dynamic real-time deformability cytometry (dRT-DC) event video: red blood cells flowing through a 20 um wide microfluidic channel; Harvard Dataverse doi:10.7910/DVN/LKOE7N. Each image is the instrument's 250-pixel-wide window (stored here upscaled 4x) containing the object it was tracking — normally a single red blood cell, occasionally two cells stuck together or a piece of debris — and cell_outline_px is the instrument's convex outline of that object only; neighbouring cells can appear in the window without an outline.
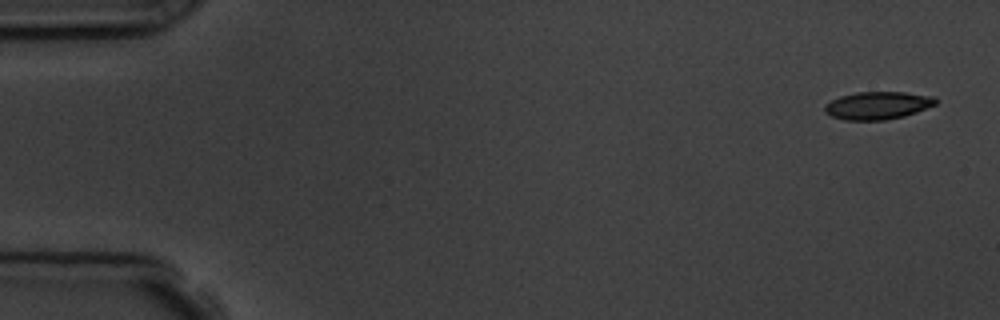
{"species": "common noctule bat (a hibernating species)", "species_latin": "Nyctalus noctula", "temperature_condition": "room temperature", "stored_images_in_passage": 5, "camera_frame_rate_fps": 3000, "um_per_image_px": 0.085, "animal": {"sex": "male", "body_mass_g": 19.5, "forearm_length_mm": 54.6}, "frame": {"image": 1, "passage_image": 1, "time_ms": 0.0, "image_size_px": [1000, 320], "cell_outline_px": [[936, 104], [916, 112], [904, 116], [884, 120], [844, 120], [832, 116], [824, 112], [824, 104], [840, 96], [856, 92], [904, 92], [936, 96]], "centroid_in_image_um": [74.59, 8.96], "position_along_channel_um": 10.4, "area_um2": 17.98}}
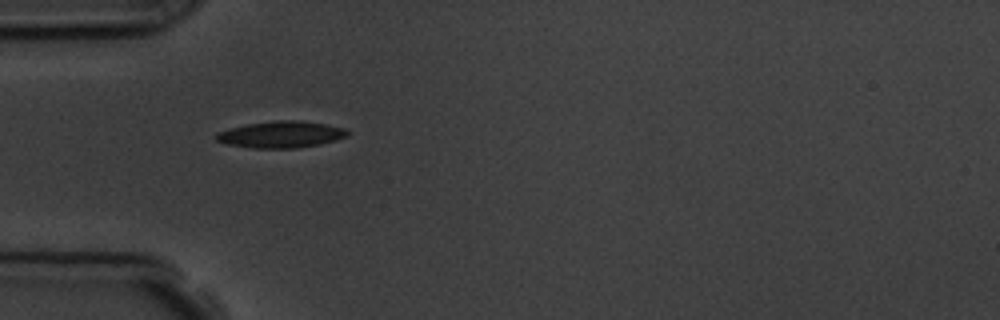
{"frame": {"image": 2, "passage_image": 5, "time_ms": 4.667, "image_size_px": [1000, 320], "cell_outline_px": [[348, 136], [336, 140], [320, 144], [296, 148], [252, 148], [228, 144], [216, 140], [216, 132], [228, 128], [248, 124], [272, 120], [300, 120], [324, 124], [344, 128], [348, 132]], "centroid_in_image_um": [23.87, 11.42], "position_along_channel_um": 61.1, "area_um2": 20.35}}